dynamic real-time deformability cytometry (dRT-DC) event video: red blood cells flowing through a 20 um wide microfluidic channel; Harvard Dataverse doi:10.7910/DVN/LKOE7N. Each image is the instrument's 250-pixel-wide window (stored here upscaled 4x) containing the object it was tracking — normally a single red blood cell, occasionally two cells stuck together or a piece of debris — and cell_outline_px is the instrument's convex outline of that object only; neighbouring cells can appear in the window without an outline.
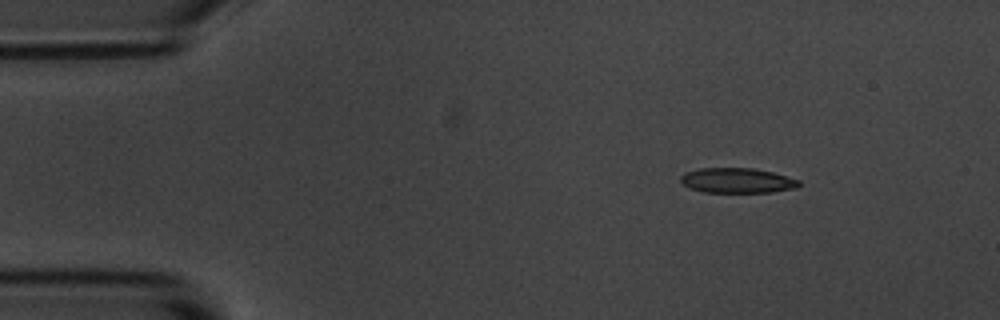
{"species": "common noctule bat (a hibernating species)", "species_latin": "Nyctalus noctula", "temperature_condition": "room temperature", "stored_images_in_passage": 4, "camera_frame_rate_fps": 3000, "um_per_image_px": 0.085, "animal": {"sex": "male", "body_mass_g": 20.1, "forearm_length_mm": 53.5}, "frame": {"image": 1, "passage_image": 1, "time_ms": 0.0, "image_size_px": [1000, 320], "cell_outline_px": [[800, 184], [796, 188], [772, 192], [704, 192], [688, 188], [680, 184], [680, 176], [684, 172], [700, 168], [752, 168], [772, 172], [800, 180]], "centroid_in_image_um": [62.61, 15.34], "position_along_channel_um": 22.4, "area_um2": 17.4}}
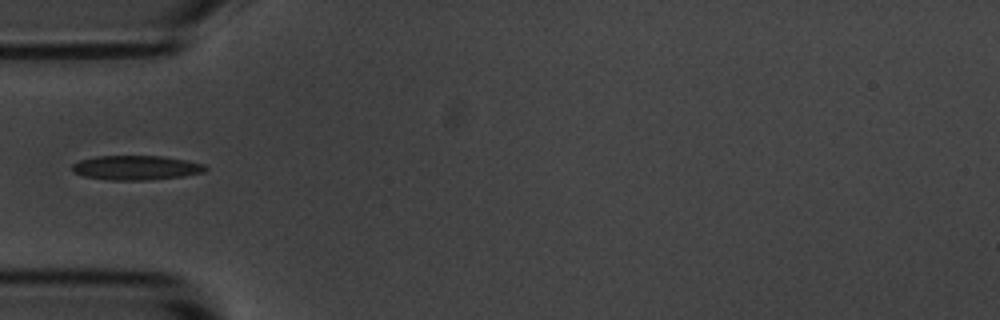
{"frame": {"image": 2, "passage_image": 4, "time_ms": 3.333, "image_size_px": [1000, 320], "cell_outline_px": [[208, 168], [204, 172], [184, 176], [148, 180], [108, 180], [84, 176], [72, 172], [72, 164], [80, 160], [96, 156], [160, 156], [184, 160], [204, 164]], "centroid_in_image_um": [11.55, 14.26], "position_along_channel_um": 73.5, "area_um2": 18.96}}